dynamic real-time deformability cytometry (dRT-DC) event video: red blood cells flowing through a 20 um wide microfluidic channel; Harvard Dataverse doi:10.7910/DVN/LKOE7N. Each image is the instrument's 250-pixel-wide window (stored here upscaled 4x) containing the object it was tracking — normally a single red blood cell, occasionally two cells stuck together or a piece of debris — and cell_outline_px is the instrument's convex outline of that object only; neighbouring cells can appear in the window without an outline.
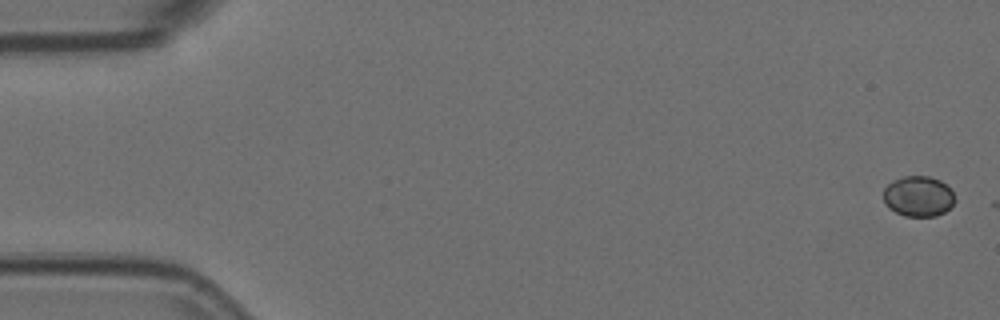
{"species": "Egyptian fruit bat (a non-hibernating species)", "species_latin": "Rousettus aegyptiacus", "temperature_condition": "room temperature", "stored_images_in_passage": 6, "camera_frame_rate_fps": 3000, "um_per_image_px": 0.085, "animal": {"sex": "female"}, "frame": {"image": 1, "passage_image": 1, "time_ms": 0.0, "image_size_px": [1000, 320], "cell_outline_px": [[956, 200], [944, 212], [936, 216], [904, 216], [888, 208], [884, 204], [884, 188], [892, 180], [904, 176], [928, 176], [940, 180], [952, 192]], "centroid_in_image_um": [78.03, 16.68], "position_along_channel_um": 7.0, "area_um2": 16.82}}